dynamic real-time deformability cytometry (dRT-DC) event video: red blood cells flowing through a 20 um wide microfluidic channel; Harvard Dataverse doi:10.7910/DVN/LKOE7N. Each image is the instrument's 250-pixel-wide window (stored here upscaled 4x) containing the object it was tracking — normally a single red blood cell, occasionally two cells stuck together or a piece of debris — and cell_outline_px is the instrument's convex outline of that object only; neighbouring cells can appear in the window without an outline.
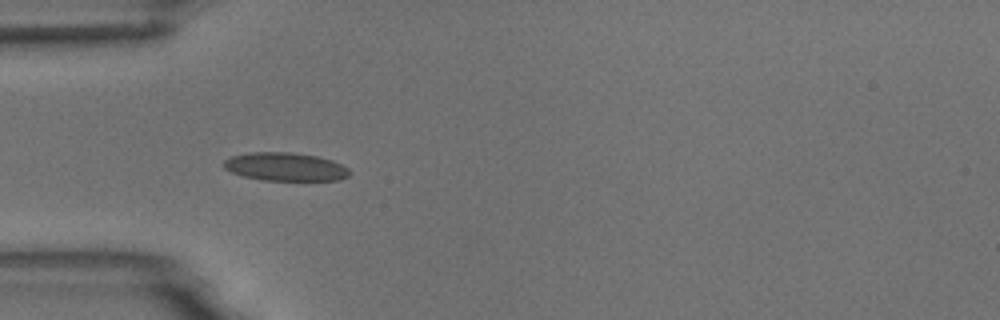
{"species": "common noctule bat (a hibernating species)", "species_latin": "Nyctalus noctula", "temperature_condition": "room temperature", "stored_images_in_passage": 9, "camera_frame_rate_fps": 3000, "um_per_image_px": 0.085, "animal": {"sex": "male", "body_mass_g": 18.8}, "frame": {"image": 1, "passage_image": 4, "time_ms": 3.333, "image_size_px": [1000, 320], "cell_outline_px": [[352, 172], [348, 176], [340, 180], [264, 180], [244, 176], [232, 172], [224, 168], [224, 160], [232, 156], [248, 152], [292, 152], [316, 156], [332, 160], [348, 168]], "centroid_in_image_um": [24.27, 14.17], "position_along_channel_um": 60.7, "area_um2": 20.69}}
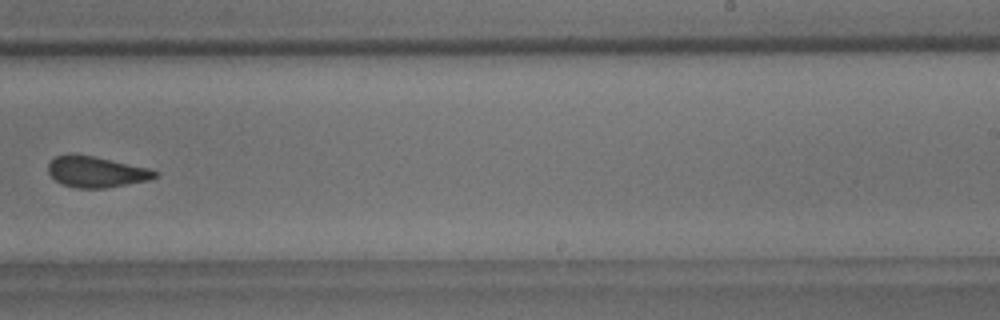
{"frame": {"image": 2, "passage_image": 9, "time_ms": 9.333, "image_size_px": [1000, 320], "cell_outline_px": [[160, 172], [156, 176], [148, 180], [104, 188], [76, 188], [60, 184], [48, 172], [48, 164], [56, 156], [92, 156], [148, 168]], "centroid_in_image_um": [8.18, 14.64], "position_along_channel_um": 280.8, "area_um2": 18.67}}